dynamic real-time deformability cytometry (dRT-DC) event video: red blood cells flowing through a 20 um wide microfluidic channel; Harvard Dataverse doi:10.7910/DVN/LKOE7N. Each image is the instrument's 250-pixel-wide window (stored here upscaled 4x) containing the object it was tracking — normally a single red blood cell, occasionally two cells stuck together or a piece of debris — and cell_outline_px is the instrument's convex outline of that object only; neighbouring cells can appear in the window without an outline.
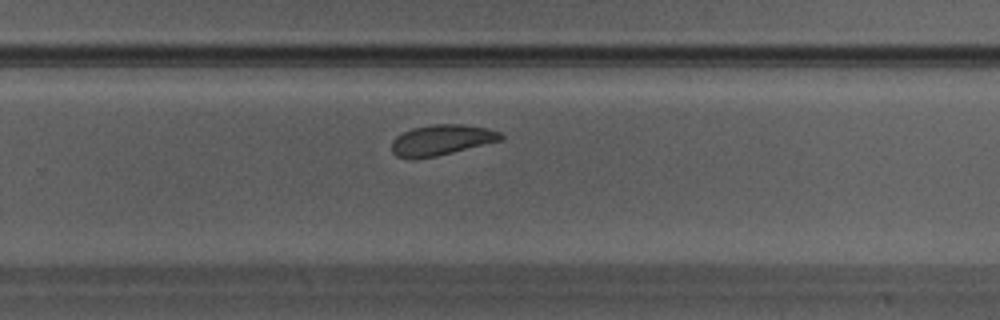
{"species": "Egyptian fruit bat (a non-hibernating species)", "species_latin": "Rousettus aegyptiacus", "temperature_condition": "warm", "stored_images_in_passage": 21, "camera_frame_rate_fps": 3000, "um_per_image_px": 0.085, "animal": {"sex": "male"}, "frame": {"image": 1, "passage_image": 12, "time_ms": 3.667, "image_size_px": [1000, 320], "cell_outline_px": [[504, 140], [436, 156], [412, 160], [396, 156], [392, 152], [392, 140], [396, 136], [412, 128], [432, 124], [464, 124], [488, 128], [500, 132], [504, 136]], "centroid_in_image_um": [37.54, 11.9], "position_along_channel_um": 292.3, "area_um2": 19.71}}